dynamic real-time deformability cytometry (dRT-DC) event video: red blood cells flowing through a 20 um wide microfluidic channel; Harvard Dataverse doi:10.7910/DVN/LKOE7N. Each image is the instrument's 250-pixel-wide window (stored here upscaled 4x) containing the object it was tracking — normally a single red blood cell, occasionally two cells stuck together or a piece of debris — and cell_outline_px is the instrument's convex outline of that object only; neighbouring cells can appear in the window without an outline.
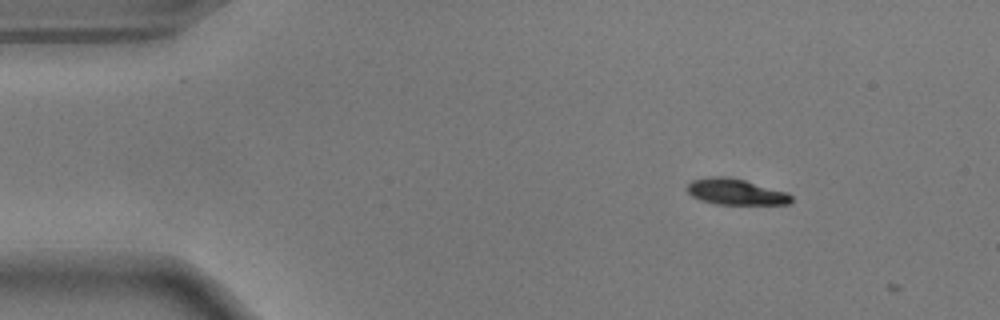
{"species": "common noctule bat (a hibernating species)", "species_latin": "Nyctalus noctula", "temperature_condition": "warm", "stored_images_in_passage": 3, "camera_frame_rate_fps": 3000, "um_per_image_px": 0.085, "animal": {"sex": "male", "body_mass_g": 17.9}, "frame": {"image": 1, "passage_image": 1, "time_ms": 0.0, "image_size_px": [1000, 320], "cell_outline_px": [[792, 204], [716, 204], [700, 200], [692, 196], [684, 188], [692, 180], [708, 176], [728, 176], [744, 180], [788, 192], [792, 196]], "centroid_in_image_um": [62.52, 16.3], "position_along_channel_um": 22.5, "area_um2": 15.95}}